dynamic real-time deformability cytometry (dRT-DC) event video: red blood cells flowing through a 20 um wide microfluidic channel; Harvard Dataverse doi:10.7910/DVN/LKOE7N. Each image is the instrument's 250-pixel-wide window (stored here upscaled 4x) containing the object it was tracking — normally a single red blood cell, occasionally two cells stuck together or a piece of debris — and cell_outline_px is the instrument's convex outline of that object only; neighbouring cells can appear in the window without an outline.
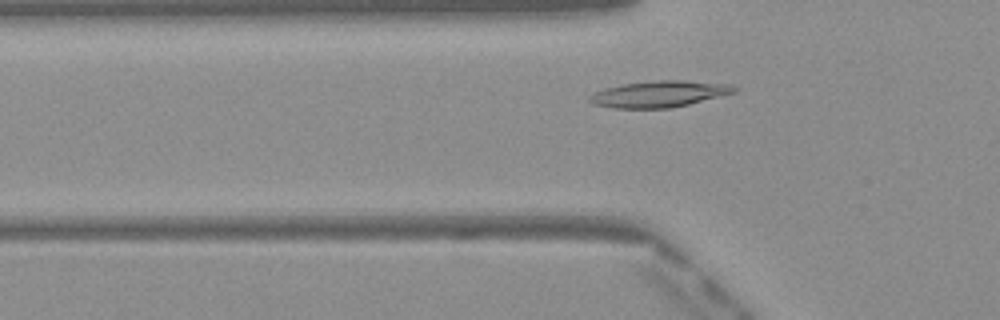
{"species": "Egyptian fruit bat (a non-hibernating species)", "species_latin": "Rousettus aegyptiacus", "temperature_condition": "warm", "stored_images_in_passage": 37, "camera_frame_rate_fps": 3000, "um_per_image_px": 0.085, "frame": {"image": 1, "passage_image": 9, "time_ms": 2.667, "image_size_px": [1000, 320], "cell_outline_px": [[740, 88], [736, 92], [688, 104], [668, 108], [612, 108], [592, 104], [588, 100], [588, 96], [596, 92], [620, 84], [660, 80], [680, 80], [732, 84]], "centroid_in_image_um": [56.05, 7.99], "position_along_channel_um": 69.7, "area_um2": 22.14}}
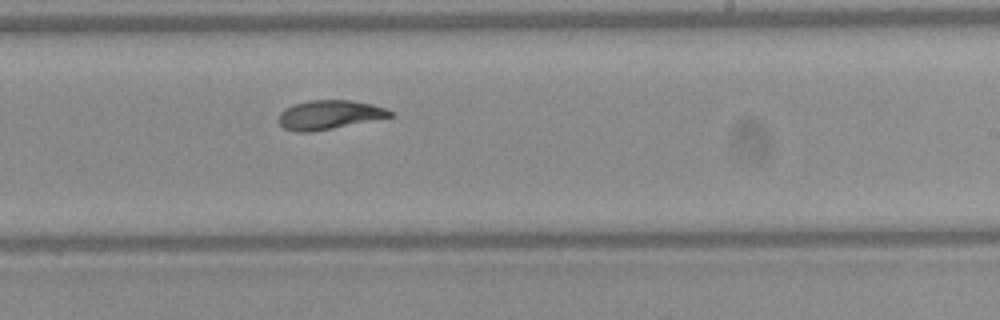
{"frame": {"image": 2, "passage_image": 23, "time_ms": 7.333, "image_size_px": [1000, 320], "cell_outline_px": [[396, 116], [312, 132], [296, 132], [284, 128], [280, 124], [280, 112], [284, 108], [292, 104], [308, 100], [352, 100], [372, 104], [384, 108], [392, 112]], "centroid_in_image_um": [27.99, 9.75], "position_along_channel_um": 261.0, "area_um2": 18.96}}
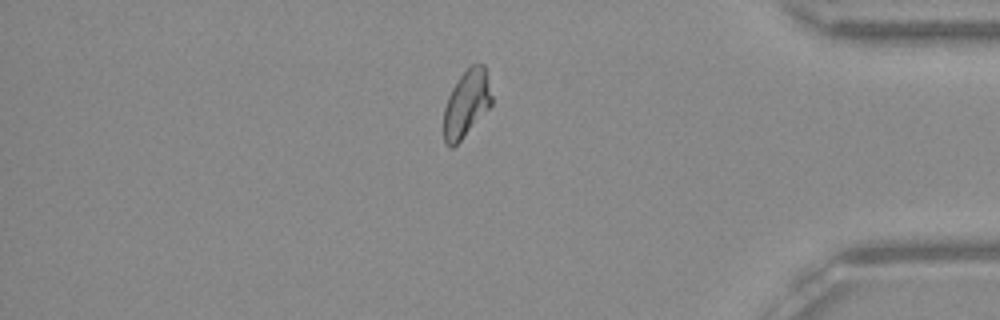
{"frame": {"image": 3, "passage_image": 35, "time_ms": 11.333, "image_size_px": [1000, 320], "cell_outline_px": [[492, 104], [460, 140], [452, 148], [448, 148], [444, 140], [444, 108], [448, 96], [452, 88], [460, 76], [472, 64], [484, 64], [492, 96]], "centroid_in_image_um": [39.64, 8.8], "position_along_channel_um": 395.6, "area_um2": 18.38}}